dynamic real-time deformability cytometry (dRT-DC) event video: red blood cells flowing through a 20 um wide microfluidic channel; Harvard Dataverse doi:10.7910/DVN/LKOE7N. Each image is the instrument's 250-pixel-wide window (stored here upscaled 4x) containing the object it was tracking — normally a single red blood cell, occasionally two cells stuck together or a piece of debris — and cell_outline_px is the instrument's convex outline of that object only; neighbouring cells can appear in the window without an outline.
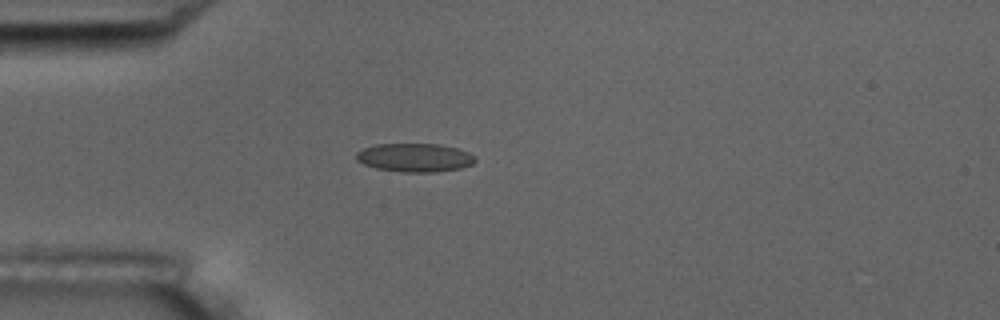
{"species": "common noctule bat (a hibernating species)", "species_latin": "Nyctalus noctula", "temperature_condition": "room temperature", "stored_images_in_passage": 5, "camera_frame_rate_fps": 3000, "um_per_image_px": 0.085, "animal": {"sex": "male", "body_mass_g": 17.5, "forearm_length_mm": 52.3}, "frame": {"image": 1, "passage_image": 5, "time_ms": 4.667, "image_size_px": [1000, 320], "cell_outline_px": [[476, 160], [472, 164], [460, 168], [436, 172], [400, 172], [376, 168], [364, 164], [356, 160], [356, 152], [364, 148], [376, 144], [440, 144], [456, 148], [468, 152], [476, 156]], "centroid_in_image_um": [35.25, 13.4], "position_along_channel_um": 49.7, "area_um2": 19.83}}